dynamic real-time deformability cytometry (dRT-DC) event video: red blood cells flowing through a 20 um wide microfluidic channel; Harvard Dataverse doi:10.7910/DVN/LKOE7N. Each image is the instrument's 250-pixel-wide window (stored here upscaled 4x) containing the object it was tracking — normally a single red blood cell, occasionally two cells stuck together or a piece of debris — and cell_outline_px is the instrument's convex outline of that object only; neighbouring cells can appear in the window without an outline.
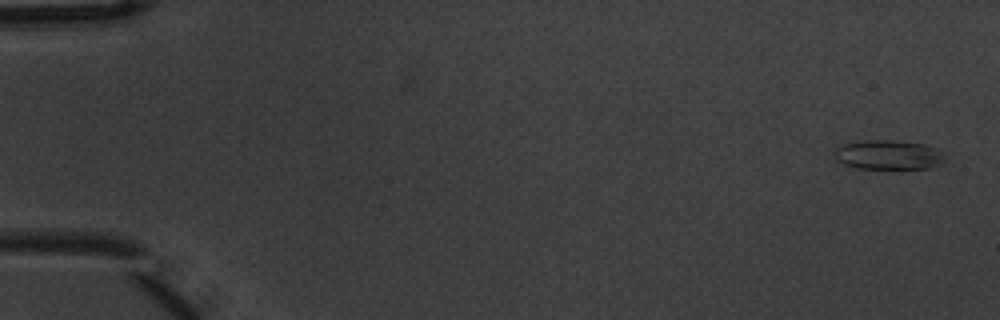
{"species": "common noctule bat (a hibernating species)", "species_latin": "Nyctalus noctula", "temperature_condition": "warm", "stored_images_in_passage": 5, "camera_frame_rate_fps": 3000, "um_per_image_px": 0.085, "animal": {"sex": "male", "body_mass_g": 20.1, "forearm_length_mm": 53.5}, "frame": {"image": 1, "passage_image": 1, "time_ms": 0.0, "image_size_px": [1000, 320], "cell_outline_px": [[952, 164], [928, 168], [856, 168], [844, 164], [836, 160], [832, 152], [836, 148], [844, 144], [864, 140], [896, 140], [924, 144], [936, 148]], "centroid_in_image_um": [75.59, 13.17], "position_along_channel_um": 9.4, "area_um2": 19.36}}